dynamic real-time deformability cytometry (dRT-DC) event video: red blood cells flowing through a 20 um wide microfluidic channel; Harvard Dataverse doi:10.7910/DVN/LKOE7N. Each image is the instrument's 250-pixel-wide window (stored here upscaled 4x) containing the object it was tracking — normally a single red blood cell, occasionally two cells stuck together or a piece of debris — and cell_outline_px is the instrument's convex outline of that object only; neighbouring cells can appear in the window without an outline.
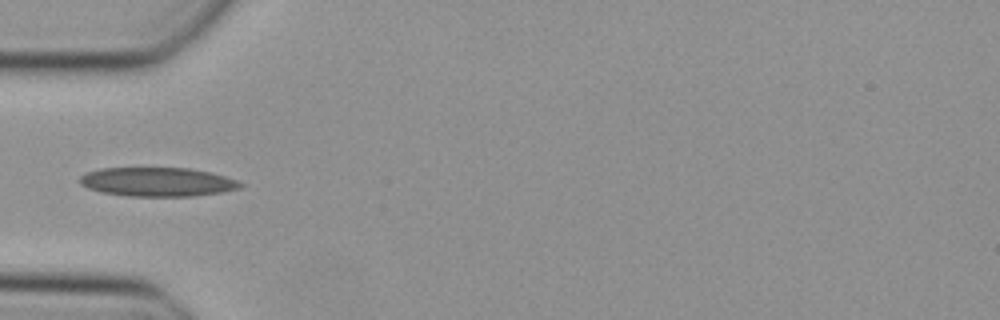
{"species": "Egyptian fruit bat (a non-hibernating species)", "species_latin": "Rousettus aegyptiacus", "temperature_condition": "cold", "stored_images_in_passage": 7, "camera_frame_rate_fps": 3000, "um_per_image_px": 0.085, "animal": {"sex": "female"}, "frame": {"image": 1, "passage_image": 1, "time_ms": 0.0, "image_size_px": [1000, 320], "cell_outline_px": [[244, 184], [240, 188], [220, 192], [192, 196], [128, 196], [100, 192], [88, 188], [80, 184], [80, 176], [84, 172], [100, 168], [188, 168], [212, 172], [236, 180]], "centroid_in_image_um": [13.34, 15.45], "position_along_channel_um": 71.7, "area_um2": 27.17}}
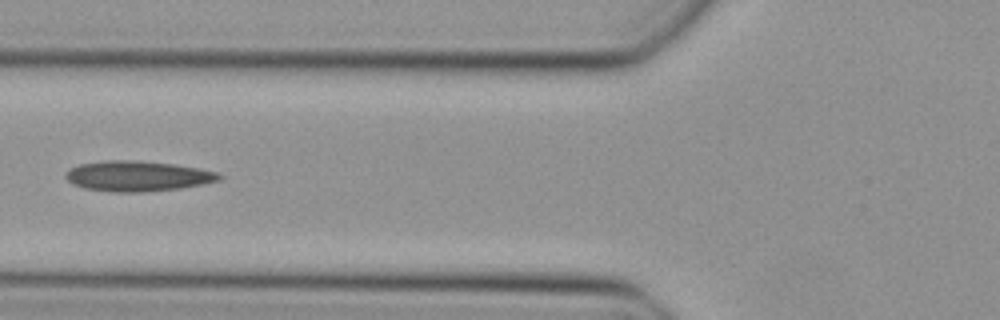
{"frame": {"image": 2, "passage_image": 4, "time_ms": 1.0, "image_size_px": [1000, 320], "cell_outline_px": [[224, 176], [220, 180], [180, 188], [140, 192], [112, 192], [84, 188], [72, 184], [64, 176], [72, 168], [80, 164], [104, 160], [140, 160], [176, 164], [200, 168], [216, 172]], "centroid_in_image_um": [11.7, 14.96], "position_along_channel_um": 114.1, "area_um2": 27.17}}
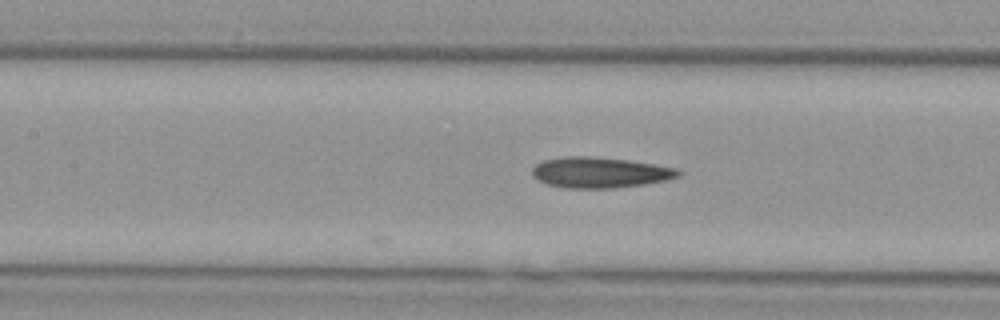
{"frame": {"image": 3, "passage_image": 7, "time_ms": 2.0, "image_size_px": [1000, 320], "cell_outline_px": [[684, 172], [680, 176], [664, 180], [644, 184], [612, 188], [564, 188], [548, 184], [536, 180], [532, 176], [532, 168], [536, 164], [544, 160], [560, 156], [592, 156], [628, 160], [656, 164], [676, 168]], "centroid_in_image_um": [50.97, 14.65], "position_along_channel_um": 156.4, "area_um2": 26.36}}